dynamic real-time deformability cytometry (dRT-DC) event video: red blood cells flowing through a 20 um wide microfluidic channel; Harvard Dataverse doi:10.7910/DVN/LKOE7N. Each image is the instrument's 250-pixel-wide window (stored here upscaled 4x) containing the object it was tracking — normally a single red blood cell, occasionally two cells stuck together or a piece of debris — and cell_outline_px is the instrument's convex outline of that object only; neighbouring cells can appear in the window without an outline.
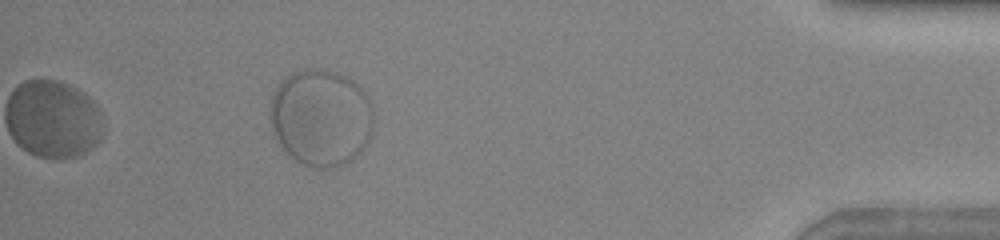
{"species": "human", "species_latin": "Homo sapiens", "temperature_condition": "warm", "stored_images_in_passage": 35, "segment_of_instrument_passage": [2, 2], "camera_frame_rate_fps": 3000, "um_per_image_px": 0.085, "donor": {"sex": "female"}, "frame": {"image": 1, "passage_image": 35, "time_ms": 11.333, "image_size_px": [1000, 240], "cell_outline_px": [[372, 132], [368, 140], [360, 152], [356, 156], [340, 164], [328, 168], [316, 168], [304, 164], [296, 160], [280, 144], [272, 128], [272, 96], [280, 80], [292, 72], [304, 68], [316, 68], [336, 72], [352, 80], [360, 88], [368, 100], [372, 108]], "centroid_in_image_um": [27.27, 9.97], "position_along_channel_um": 407.9, "area_um2": 57.63}}